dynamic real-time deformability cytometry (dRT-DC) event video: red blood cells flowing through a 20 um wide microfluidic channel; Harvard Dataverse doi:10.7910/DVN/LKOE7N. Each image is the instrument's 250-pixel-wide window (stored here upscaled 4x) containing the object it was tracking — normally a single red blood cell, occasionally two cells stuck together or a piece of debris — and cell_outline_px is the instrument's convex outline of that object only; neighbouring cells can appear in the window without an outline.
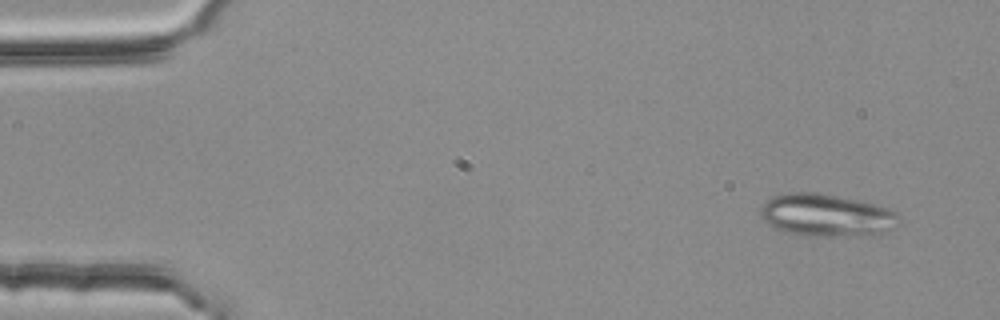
{"species": "common noctule bat (a hibernating species)", "species_latin": "Nyctalus noctula", "temperature_condition": "room temperature", "stored_images_in_passage": 4, "camera_frame_rate_fps": 3000, "um_per_image_px": 0.085, "animal": {"sex": "female", "body_mass_g": 25.1}, "frame": {"image": 1, "passage_image": 1, "time_ms": 0.0, "image_size_px": [1000, 320], "cell_outline_px": [[900, 224], [896, 228], [888, 232], [836, 236], [800, 236], [776, 228], [768, 224], [760, 216], [760, 208], [768, 200], [776, 196], [788, 192], [812, 192], [836, 196], [856, 200], [888, 208], [896, 212]], "centroid_in_image_um": [70.25, 18.3], "position_along_channel_um": 14.8, "area_um2": 33.93}}